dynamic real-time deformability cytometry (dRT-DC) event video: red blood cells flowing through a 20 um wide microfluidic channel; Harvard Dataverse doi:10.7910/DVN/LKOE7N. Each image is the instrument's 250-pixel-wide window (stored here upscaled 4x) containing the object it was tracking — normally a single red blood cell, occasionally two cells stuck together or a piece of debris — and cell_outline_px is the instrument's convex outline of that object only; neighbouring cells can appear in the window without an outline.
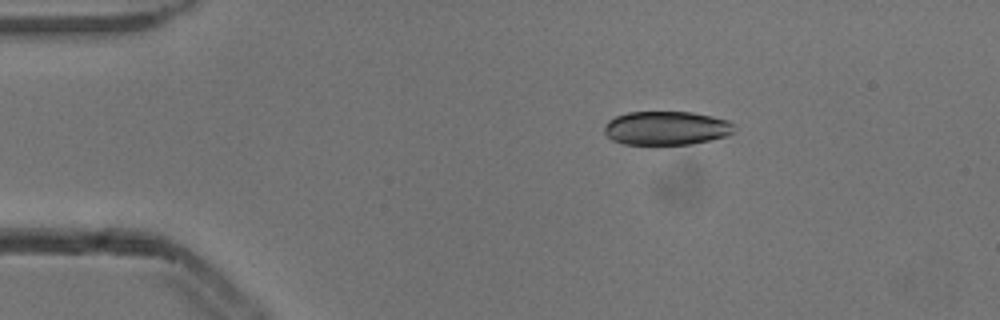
{"species": "common noctule bat (a hibernating species)", "species_latin": "Nyctalus noctula", "temperature_condition": "cold", "stored_images_in_passage": 2, "camera_frame_rate_fps": 3000, "um_per_image_px": 0.085, "animal": {"sex": "male", "body_mass_g": 13.3}, "frame": {"image": 1, "passage_image": 1, "time_ms": 0.0, "image_size_px": [1000, 320], "cell_outline_px": [[736, 132], [724, 136], [692, 144], [652, 148], [624, 144], [612, 140], [604, 132], [604, 124], [608, 120], [616, 116], [628, 112], [692, 112], [712, 116], [728, 120], [736, 124]], "centroid_in_image_um": [56.63, 10.93], "position_along_channel_um": 28.4, "area_um2": 26.7}}